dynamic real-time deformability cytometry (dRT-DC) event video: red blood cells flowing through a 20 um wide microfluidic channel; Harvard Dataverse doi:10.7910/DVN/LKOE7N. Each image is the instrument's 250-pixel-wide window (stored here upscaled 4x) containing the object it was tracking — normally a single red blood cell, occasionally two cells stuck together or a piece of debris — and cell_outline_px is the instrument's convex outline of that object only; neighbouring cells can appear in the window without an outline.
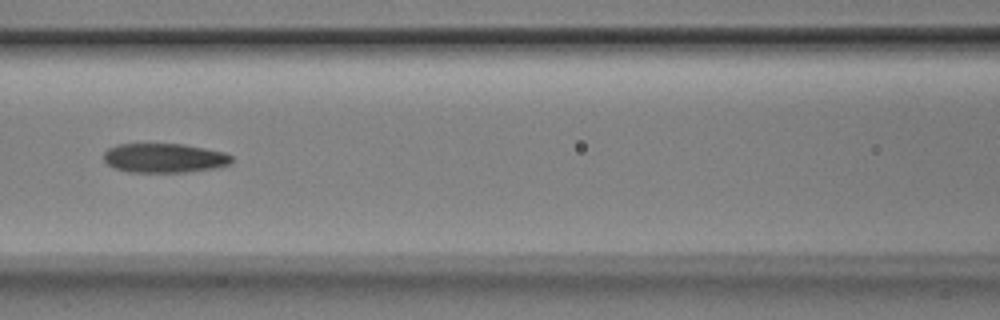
{"species": "Egyptian fruit bat (a non-hibernating species)", "species_latin": "Rousettus aegyptiacus", "temperature_condition": "room temperature", "stored_images_in_passage": 5, "camera_frame_rate_fps": 3000, "um_per_image_px": 0.085, "animal": {"sex": "male"}, "frame": {"image": 1, "passage_image": 4, "time_ms": 1.0, "image_size_px": [1000, 320], "cell_outline_px": [[232, 164], [212, 168], [184, 172], [128, 172], [116, 168], [108, 164], [104, 160], [104, 152], [108, 148], [120, 144], [184, 144], [224, 152], [232, 156]], "centroid_in_image_um": [13.97, 13.43], "position_along_channel_um": 152.6, "area_um2": 21.73}}